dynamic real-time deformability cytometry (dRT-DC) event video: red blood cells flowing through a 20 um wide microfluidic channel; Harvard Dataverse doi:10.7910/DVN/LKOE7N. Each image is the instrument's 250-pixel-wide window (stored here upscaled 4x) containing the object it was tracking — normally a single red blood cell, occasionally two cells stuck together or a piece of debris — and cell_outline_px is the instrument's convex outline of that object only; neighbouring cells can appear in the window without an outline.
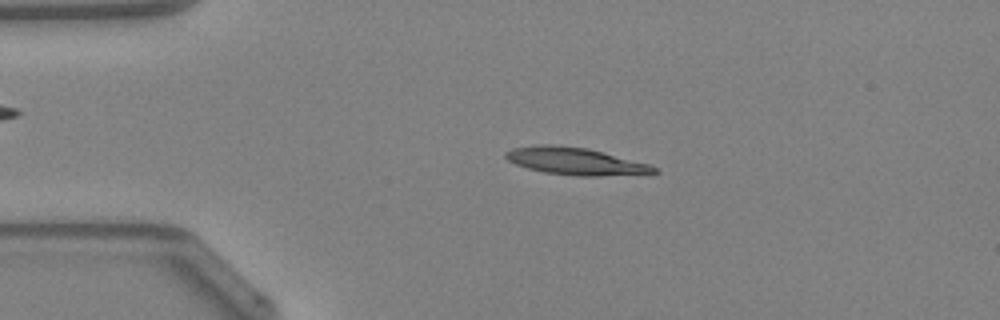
{"species": "Egyptian fruit bat (a non-hibernating species)", "species_latin": "Rousettus aegyptiacus", "temperature_condition": "warm", "stored_images_in_passage": 39, "camera_frame_rate_fps": 3000, "um_per_image_px": 0.085, "animal": {"sex": "female"}, "frame": {"image": 1, "passage_image": 2, "time_ms": 0.333, "image_size_px": [1000, 320], "cell_outline_px": [[660, 172], [600, 176], [576, 176], [544, 172], [528, 168], [516, 164], [508, 160], [504, 156], [504, 152], [512, 148], [536, 144], [552, 144], [588, 148], [648, 164], [660, 168]], "centroid_in_image_um": [48.87, 13.69], "position_along_channel_um": 36.1, "area_um2": 23.52}}
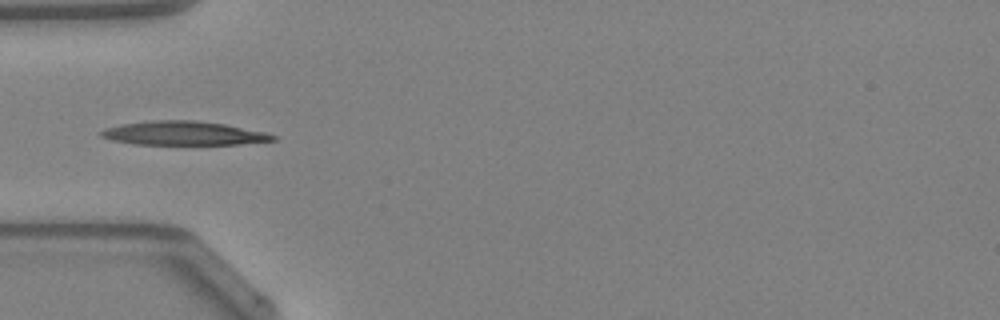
{"frame": {"image": 2, "passage_image": 7, "time_ms": 2.0, "image_size_px": [1000, 320], "cell_outline_px": [[276, 140], [240, 144], [136, 144], [112, 140], [100, 136], [100, 132], [108, 128], [120, 124], [152, 120], [192, 120], [224, 124], [264, 132], [276, 136]], "centroid_in_image_um": [15.59, 11.32], "position_along_channel_um": 69.4, "area_um2": 23.58}}
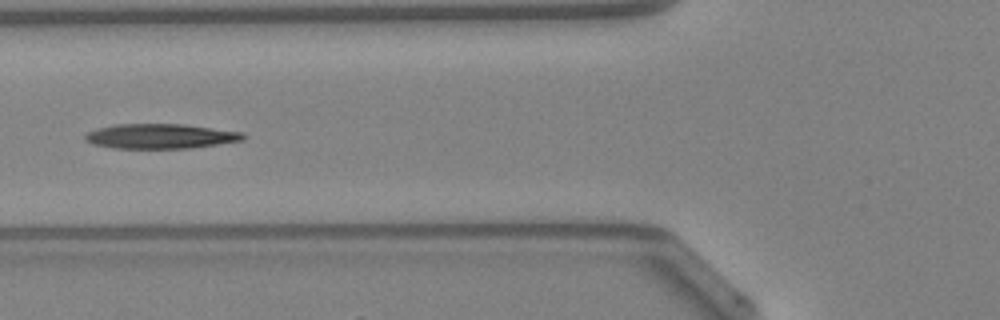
{"frame": {"image": 3, "passage_image": 10, "time_ms": 3.0, "image_size_px": [1000, 320], "cell_outline_px": [[248, 136], [244, 140], [192, 148], [112, 148], [92, 144], [84, 140], [84, 136], [88, 132], [96, 128], [112, 124], [184, 124], [244, 132]], "centroid_in_image_um": [13.64, 11.57], "position_along_channel_um": 112.2, "area_um2": 23.12}, "authors_computed_cell_mechanics": {"area_um2": 23.0044, "velocity_mm_per_s": 4.2731, "shape_relaxation_time_tau1_ms": 6.1297, "shape_relaxation_time_tau2_ms": null, "deformation_change_tau1": 0.2042, "deformation_change_tau2": null}}